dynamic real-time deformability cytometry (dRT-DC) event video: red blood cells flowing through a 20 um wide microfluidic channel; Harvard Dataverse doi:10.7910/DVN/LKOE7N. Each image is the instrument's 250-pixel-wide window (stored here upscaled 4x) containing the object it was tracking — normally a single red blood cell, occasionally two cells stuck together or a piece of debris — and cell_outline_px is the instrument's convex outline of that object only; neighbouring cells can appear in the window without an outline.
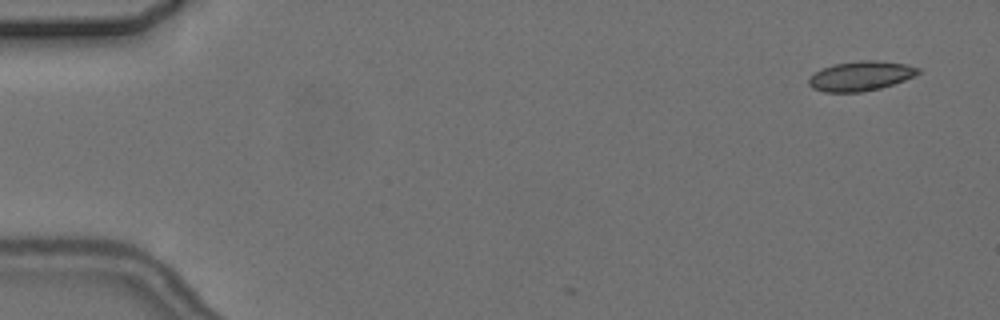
{"species": "common noctule bat (a hibernating species)", "species_latin": "Nyctalus noctula", "temperature_condition": "cold", "stored_images_in_passage": 3, "camera_frame_rate_fps": 3000, "um_per_image_px": 0.085, "animal": {"sex": "female", "body_mass_g": 24.6, "forearm_length_mm": 56.2}, "frame": {"image": 1, "passage_image": 1, "time_ms": 0.0, "image_size_px": [1000, 320], "cell_outline_px": [[920, 72], [904, 80], [880, 88], [864, 92], [824, 92], [812, 88], [808, 84], [808, 76], [820, 68], [836, 64], [860, 60], [876, 60], [908, 64], [920, 68]], "centroid_in_image_um": [73.11, 6.45], "position_along_channel_um": 11.9, "area_um2": 19.02}}